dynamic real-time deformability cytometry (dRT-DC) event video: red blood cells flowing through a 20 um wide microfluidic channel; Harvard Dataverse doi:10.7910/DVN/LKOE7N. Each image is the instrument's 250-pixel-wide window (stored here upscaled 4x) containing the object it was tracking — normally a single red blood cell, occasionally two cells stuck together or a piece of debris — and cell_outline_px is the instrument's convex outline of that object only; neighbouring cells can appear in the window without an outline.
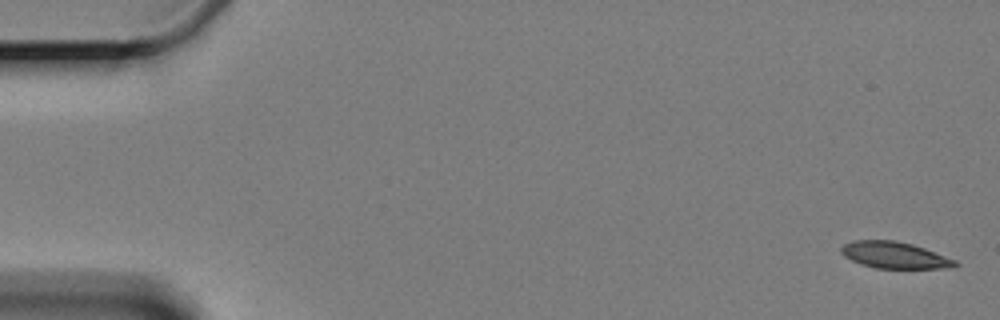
{"species": "Egyptian fruit bat (a non-hibernating species)", "species_latin": "Rousettus aegyptiacus", "temperature_condition": "cold", "stored_images_in_passage": 5, "camera_frame_rate_fps": 3000, "um_per_image_px": 0.085, "animal": {"sex": "female"}, "frame": {"image": 1, "passage_image": 1, "time_ms": 0.0, "image_size_px": [1000, 320], "cell_outline_px": [[960, 264], [956, 268], [876, 268], [852, 260], [844, 256], [840, 252], [840, 248], [844, 244], [856, 240], [896, 240], [912, 244], [924, 248], [956, 260]], "centroid_in_image_um": [76.08, 21.68], "position_along_channel_um": 8.9, "area_um2": 17.57}}
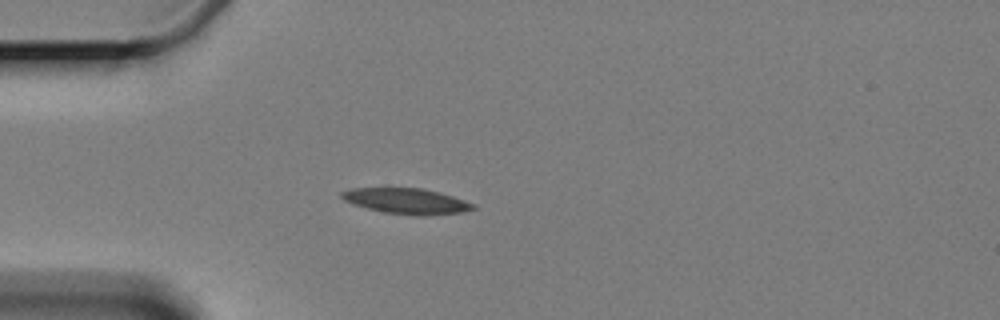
{"frame": {"image": 2, "passage_image": 5, "time_ms": 5.0, "image_size_px": [1000, 320], "cell_outline_px": [[476, 208], [460, 212], [428, 216], [412, 216], [384, 212], [352, 204], [344, 200], [340, 196], [340, 192], [352, 188], [420, 188], [440, 192], [464, 200], [472, 204]], "centroid_in_image_um": [34.52, 17.1], "position_along_channel_um": 50.5, "area_um2": 19.59}}